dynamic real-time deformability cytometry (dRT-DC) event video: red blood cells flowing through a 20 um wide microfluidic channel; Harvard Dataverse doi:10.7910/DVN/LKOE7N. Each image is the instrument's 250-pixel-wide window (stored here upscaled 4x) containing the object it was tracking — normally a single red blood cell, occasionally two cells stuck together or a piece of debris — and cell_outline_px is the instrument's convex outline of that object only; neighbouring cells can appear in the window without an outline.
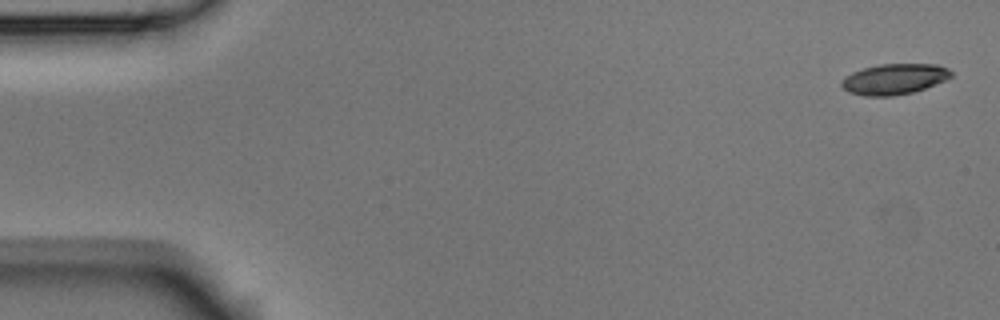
{"species": "Egyptian fruit bat (a non-hibernating species)", "species_latin": "Rousettus aegyptiacus", "temperature_condition": "room temperature", "stored_images_in_passage": 6, "camera_frame_rate_fps": 3000, "um_per_image_px": 0.085, "animal": {"sex": "male"}, "frame": {"image": 1, "passage_image": 1, "time_ms": 0.0, "image_size_px": [1000, 320], "cell_outline_px": [[952, 76], [944, 80], [924, 88], [912, 92], [892, 96], [864, 96], [848, 92], [840, 88], [840, 80], [844, 76], [852, 72], [864, 68], [880, 64], [936, 64], [948, 68], [952, 72]], "centroid_in_image_um": [75.94, 6.72], "position_along_channel_um": 9.1, "area_um2": 19.65}}
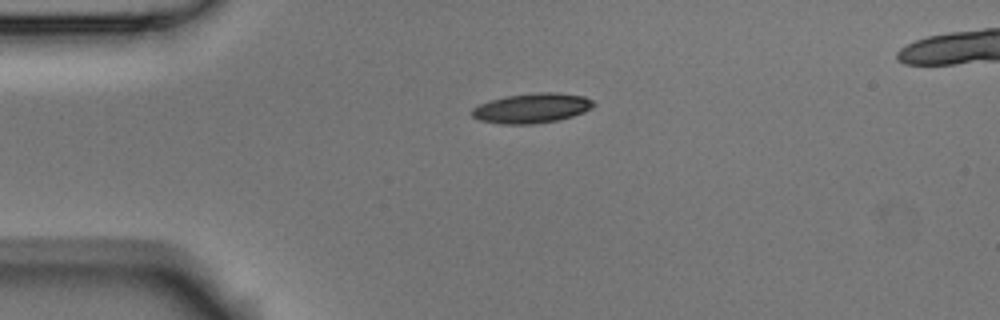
{"frame": {"image": 2, "passage_image": 4, "time_ms": 1.0, "image_size_px": [1000, 320], "cell_outline_px": [[596, 104], [592, 108], [584, 112], [560, 120], [532, 124], [500, 124], [480, 120], [472, 116], [472, 108], [488, 100], [504, 96], [540, 92], [556, 92], [584, 96], [592, 100]], "centroid_in_image_um": [45.22, 9.19], "position_along_channel_um": 39.8, "area_um2": 21.27}}